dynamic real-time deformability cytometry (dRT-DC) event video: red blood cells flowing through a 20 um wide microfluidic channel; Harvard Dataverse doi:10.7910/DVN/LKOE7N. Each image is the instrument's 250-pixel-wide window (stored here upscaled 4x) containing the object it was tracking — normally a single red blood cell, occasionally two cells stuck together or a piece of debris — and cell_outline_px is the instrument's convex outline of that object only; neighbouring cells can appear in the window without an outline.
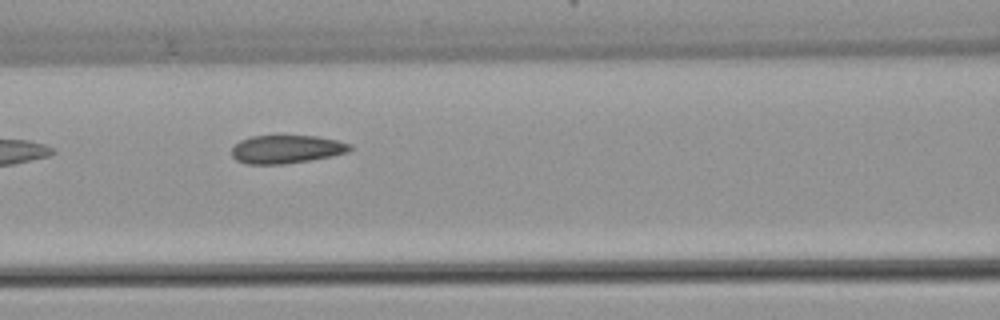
{"species": "common noctule bat (a hibernating species)", "species_latin": "Nyctalus noctula", "temperature_condition": "warm", "stored_images_in_passage": 6, "camera_frame_rate_fps": 3000, "um_per_image_px": 0.085, "animal": {"sex": "female", "body_mass_g": 22.7, "forearm_length_mm": 54.2}, "frame": {"image": 1, "passage_image": 4, "time_ms": 3.667, "image_size_px": [1000, 320], "cell_outline_px": [[352, 148], [348, 152], [332, 156], [284, 164], [244, 164], [236, 160], [232, 156], [232, 148], [240, 140], [252, 136], [316, 136], [336, 140], [352, 144]], "centroid_in_image_um": [24.34, 12.69], "position_along_channel_um": 142.3, "area_um2": 19.42}}
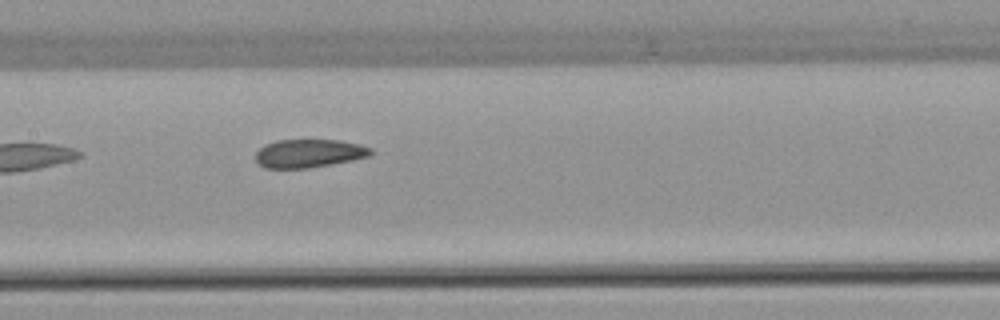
{"frame": {"image": 2, "passage_image": 5, "time_ms": 4.667, "image_size_px": [1000, 320], "cell_outline_px": [[372, 156], [332, 164], [308, 168], [264, 168], [256, 160], [256, 152], [264, 144], [276, 140], [340, 140], [360, 144], [372, 148]], "centroid_in_image_um": [26.28, 13.03], "position_along_channel_um": 181.1, "area_um2": 19.13}}